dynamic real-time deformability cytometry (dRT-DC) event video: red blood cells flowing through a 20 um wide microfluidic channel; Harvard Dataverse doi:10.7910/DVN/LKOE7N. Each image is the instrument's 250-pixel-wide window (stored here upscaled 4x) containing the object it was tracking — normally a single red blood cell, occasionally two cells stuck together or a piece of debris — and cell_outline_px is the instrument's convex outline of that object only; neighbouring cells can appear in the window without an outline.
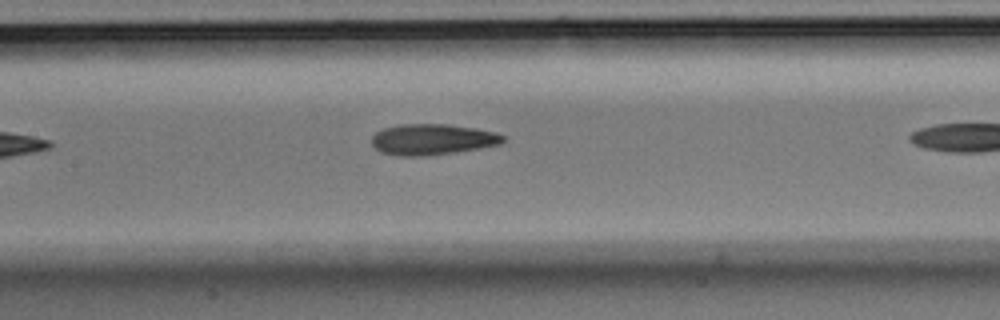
{"species": "Egyptian fruit bat (a non-hibernating species)", "species_latin": "Rousettus aegyptiacus", "temperature_condition": "room temperature", "stored_images_in_passage": 7, "camera_frame_rate_fps": 3000, "um_per_image_px": 0.085, "animal": {"sex": "male"}, "frame": {"image": 1, "passage_image": 5, "time_ms": 1.333, "image_size_px": [1000, 320], "cell_outline_px": [[504, 140], [500, 144], [480, 148], [456, 152], [424, 156], [400, 156], [380, 152], [372, 144], [372, 136], [376, 132], [384, 128], [400, 124], [444, 124], [476, 128], [496, 132], [504, 136]], "centroid_in_image_um": [36.74, 11.85], "position_along_channel_um": 170.7, "area_um2": 23.64}}